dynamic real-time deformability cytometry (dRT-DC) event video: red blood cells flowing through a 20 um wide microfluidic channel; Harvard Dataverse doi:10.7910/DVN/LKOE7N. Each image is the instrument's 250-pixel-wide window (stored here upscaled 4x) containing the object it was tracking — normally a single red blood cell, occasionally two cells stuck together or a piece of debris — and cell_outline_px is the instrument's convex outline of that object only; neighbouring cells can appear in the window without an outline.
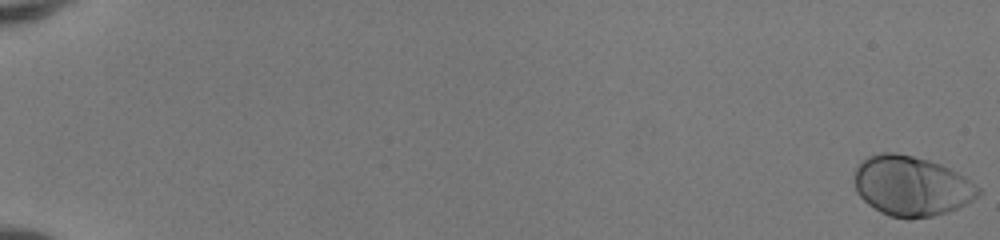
{"species": "human", "species_latin": "Homo sapiens", "temperature_condition": "room temperature", "stored_images_in_passage": 52, "camera_frame_rate_fps": 3000, "um_per_image_px": 0.085, "donor": {"sex": "female"}, "frame": {"image": 1, "passage_image": 1, "time_ms": 0.0, "image_size_px": [1000, 240], "cell_outline_px": [[984, 192], [980, 196], [948, 212], [932, 216], [908, 220], [892, 216], [880, 212], [868, 204], [856, 192], [852, 180], [856, 168], [860, 160], [868, 156], [880, 152], [896, 152], [928, 160], [940, 164], [964, 176], [980, 188]], "centroid_in_image_um": [77.44, 15.81], "position_along_channel_um": 7.6, "area_um2": 43.7}}
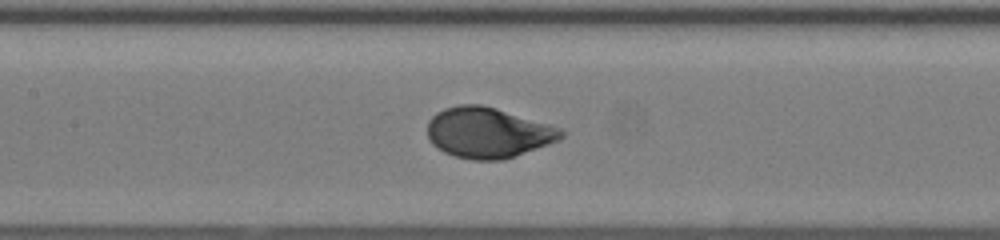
{"frame": {"image": 2, "passage_image": 28, "time_ms": 9.0, "image_size_px": [1000, 240], "cell_outline_px": [[568, 132], [560, 140], [516, 156], [500, 160], [472, 160], [456, 156], [444, 152], [436, 148], [428, 140], [428, 120], [436, 112], [444, 108], [460, 104], [480, 104], [496, 108], [548, 124], [560, 128]], "centroid_in_image_um": [41.47, 11.28], "position_along_channel_um": 165.9, "area_um2": 39.54}}
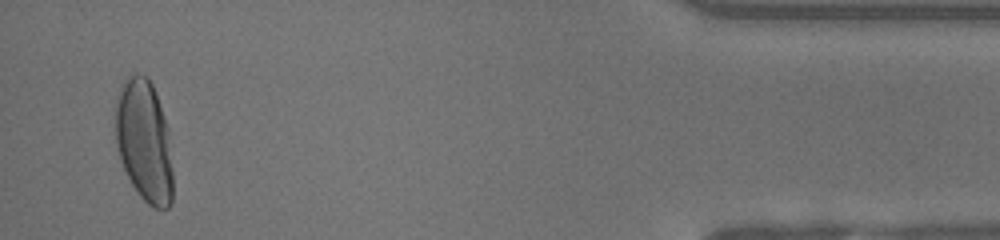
{"frame": {"image": 3, "passage_image": 51, "time_ms": 16.667, "image_size_px": [1000, 240], "cell_outline_px": [[172, 200], [168, 208], [152, 208], [140, 196], [132, 184], [124, 168], [116, 144], [116, 104], [120, 84], [128, 76], [136, 72], [148, 76], [152, 84], [168, 128], [172, 172]], "centroid_in_image_um": [12.25, 11.96], "position_along_channel_um": 422.9, "area_um2": 40.69}, "authors_computed_cell_mechanics": {"area_um2": 39.6508, "velocity_mm_per_s": 4.147, "shape_relaxation_time_tau1_ms": 3.0758, "shape_relaxation_time_tau2_ms": null, "deformation_change_tau1": 0.172, "deformation_change_tau2": null}}